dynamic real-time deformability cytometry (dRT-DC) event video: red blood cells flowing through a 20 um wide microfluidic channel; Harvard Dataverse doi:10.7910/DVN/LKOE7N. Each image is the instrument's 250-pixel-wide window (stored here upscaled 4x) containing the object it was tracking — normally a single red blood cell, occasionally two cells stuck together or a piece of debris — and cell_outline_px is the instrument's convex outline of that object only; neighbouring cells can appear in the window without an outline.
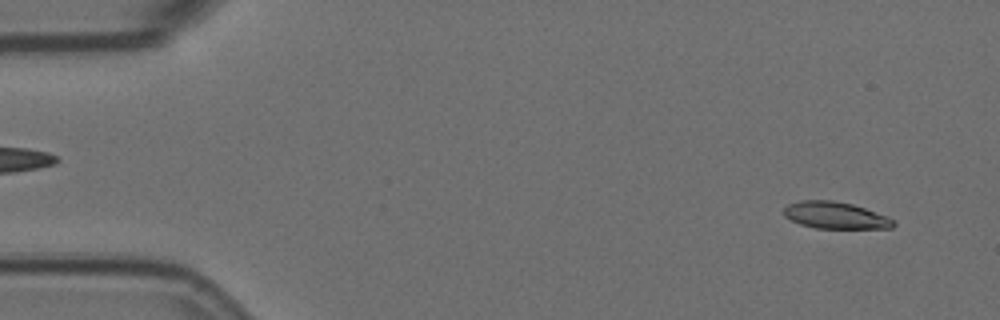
{"species": "Egyptian fruit bat (a non-hibernating species)", "species_latin": "Rousettus aegyptiacus", "temperature_condition": "room temperature", "stored_images_in_passage": 5, "camera_frame_rate_fps": 3000, "um_per_image_px": 0.085, "animal": {"sex": "female"}, "frame": {"image": 1, "passage_image": 1, "time_ms": 0.0, "image_size_px": [1000, 320], "cell_outline_px": [[896, 224], [892, 228], [816, 228], [800, 224], [784, 216], [784, 208], [788, 204], [800, 200], [832, 200], [852, 204], [888, 216], [896, 220]], "centroid_in_image_um": [71.03, 18.3], "position_along_channel_um": 14.0, "area_um2": 17.17}}